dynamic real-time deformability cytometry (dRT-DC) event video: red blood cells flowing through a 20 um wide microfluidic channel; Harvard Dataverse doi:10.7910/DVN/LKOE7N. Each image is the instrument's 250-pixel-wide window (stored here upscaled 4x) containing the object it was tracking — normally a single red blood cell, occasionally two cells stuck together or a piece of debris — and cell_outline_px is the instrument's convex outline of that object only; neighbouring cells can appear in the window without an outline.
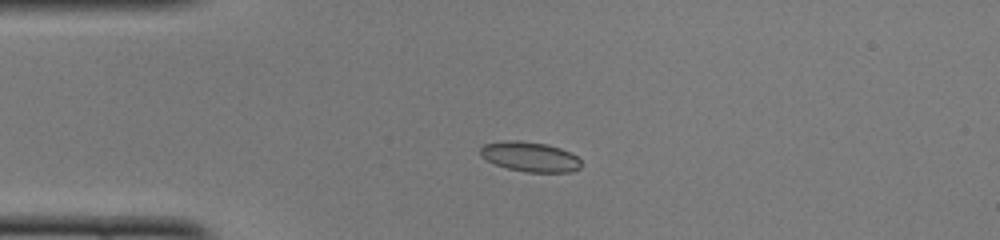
{"species": "common noctule bat (a hibernating species)", "species_latin": "Nyctalus noctula", "temperature_condition": "cold", "stored_images_in_passage": 39, "camera_frame_rate_fps": 3000, "um_per_image_px": 0.085, "animal": {"sex": "female", "body_mass_g": 22.0, "forearm_length_mm": 56.7}, "frame": {"image": 1, "passage_image": 1, "time_ms": 0.0, "image_size_px": [1000, 240], "cell_outline_px": [[580, 168], [572, 172], [528, 172], [508, 168], [496, 164], [480, 156], [480, 148], [484, 144], [504, 140], [520, 140], [548, 144], [572, 152], [580, 160]], "centroid_in_image_um": [45.06, 13.31], "position_along_channel_um": 39.9, "area_um2": 17.63}}
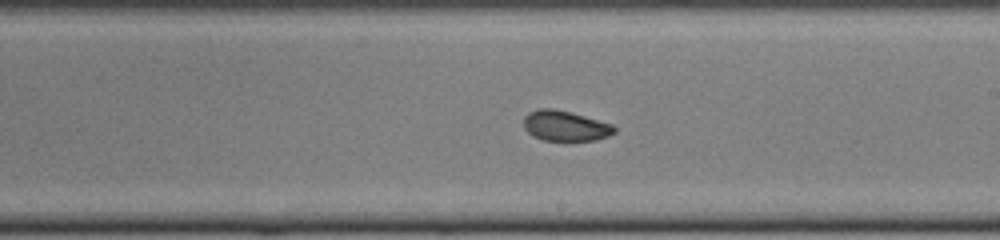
{"frame": {"image": 2, "passage_image": 18, "time_ms": 5.667, "image_size_px": [1000, 240], "cell_outline_px": [[616, 132], [608, 136], [596, 140], [544, 140], [532, 136], [524, 128], [524, 116], [528, 112], [536, 108], [552, 108], [584, 116], [612, 124], [616, 128]], "centroid_in_image_um": [48.02, 10.69], "position_along_channel_um": 241.0, "area_um2": 15.95}}
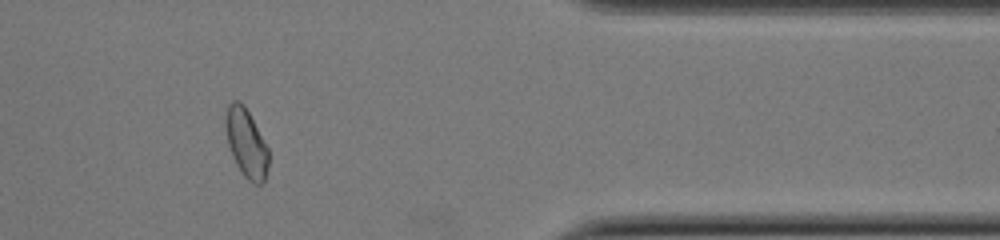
{"frame": {"image": 3, "passage_image": 31, "time_ms": 10.0, "image_size_px": [1000, 240], "cell_outline_px": [[268, 168], [264, 180], [260, 184], [252, 184], [244, 176], [236, 164], [232, 156], [228, 144], [224, 124], [224, 120], [228, 104], [232, 100], [236, 100], [244, 104], [268, 148]], "centroid_in_image_um": [20.91, 12.15], "position_along_channel_um": 390.5, "area_um2": 17.17}, "authors_computed_cell_mechanics": {"area_um2": 16.6464, "velocity_mm_per_s": 3.9823, "shape_relaxation_time_tau1_ms": null, "shape_relaxation_time_tau2_ms": 1.4633, "deformation_change_tau1": null, "deformation_change_tau2": 0.0471}}